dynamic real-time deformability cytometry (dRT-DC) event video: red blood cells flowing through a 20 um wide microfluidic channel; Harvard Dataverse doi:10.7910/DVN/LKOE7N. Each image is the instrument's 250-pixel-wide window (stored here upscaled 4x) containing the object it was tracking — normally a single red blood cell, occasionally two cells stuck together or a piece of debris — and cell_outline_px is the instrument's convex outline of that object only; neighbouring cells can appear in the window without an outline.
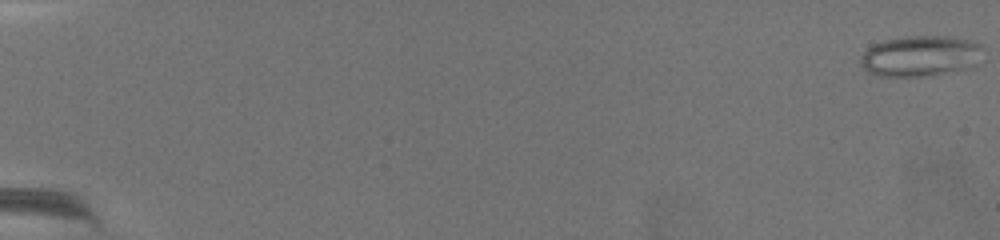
{"species": "common noctule bat (a hibernating species)", "species_latin": "Nyctalus noctula", "temperature_condition": "warm", "stored_images_in_passage": 74, "camera_frame_rate_fps": 3000, "um_per_image_px": 0.085, "animal": {"sex": "female", "body_mass_g": 19.5, "forearm_length_mm": 54.1}, "frame": {"image": 1, "passage_image": 1, "time_ms": 0.0, "image_size_px": [1000, 240], "cell_outline_px": [[984, 48], [976, 68], [932, 76], [880, 76], [868, 72], [860, 64], [860, 56], [872, 44], [888, 40], [916, 36], [944, 36], [968, 40], [984, 44]], "centroid_in_image_um": [78.32, 4.79], "position_along_channel_um": 6.7, "area_um2": 29.54}}
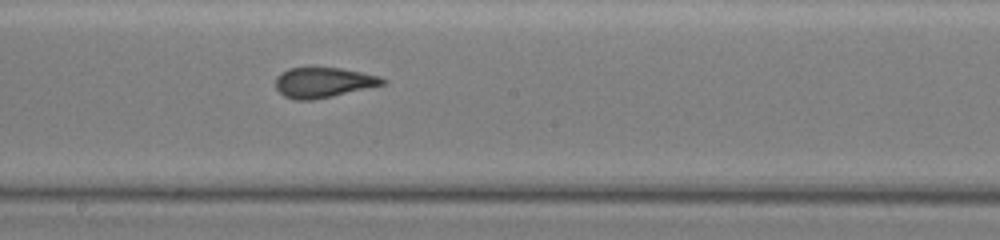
{"frame": {"image": 2, "passage_image": 44, "time_ms": 14.333, "image_size_px": [1000, 240], "cell_outline_px": [[388, 80], [384, 84], [332, 96], [312, 100], [292, 100], [284, 96], [276, 88], [276, 76], [280, 72], [288, 68], [308, 64], [340, 68], [380, 76]], "centroid_in_image_um": [27.42, 6.96], "position_along_channel_um": 220.8, "area_um2": 19.48}}
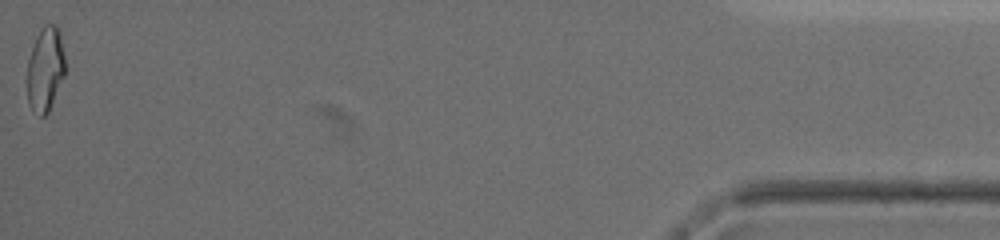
{"frame": {"image": 3, "passage_image": 74, "time_ms": 24.333, "image_size_px": [1000, 240], "cell_outline_px": [[64, 76], [48, 112], [44, 116], [40, 116], [28, 104], [28, 60], [36, 36], [44, 24], [56, 24], [60, 32], [64, 56]], "centroid_in_image_um": [3.86, 5.85], "position_along_channel_um": 431.3, "area_um2": 18.38}, "authors_computed_cell_mechanics": {"area_um2": 19.5653, "velocity_mm_per_s": 2.9621, "shape_relaxation_time_tau1_ms": null, "shape_relaxation_time_tau2_ms": 1.3198, "deformation_change_tau1": null, "deformation_change_tau2": 0.0948}}